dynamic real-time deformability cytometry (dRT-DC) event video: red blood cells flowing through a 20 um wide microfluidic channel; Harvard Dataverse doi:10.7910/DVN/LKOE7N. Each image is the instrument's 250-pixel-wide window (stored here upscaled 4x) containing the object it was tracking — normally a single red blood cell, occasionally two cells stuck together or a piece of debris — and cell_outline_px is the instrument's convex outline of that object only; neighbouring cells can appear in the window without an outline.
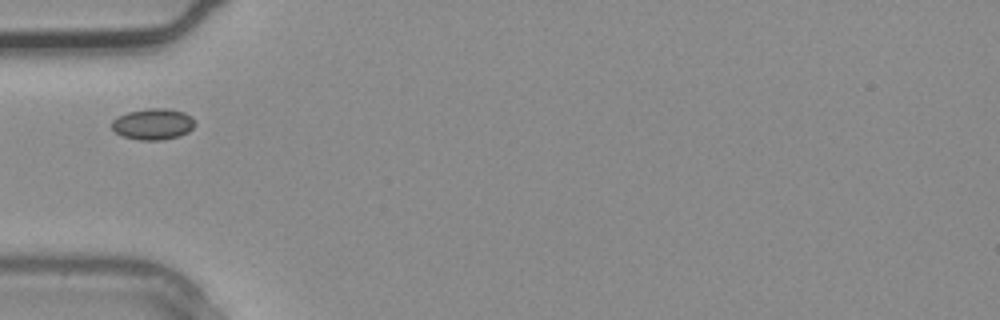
{"species": "common noctule bat (a hibernating species)", "species_latin": "Nyctalus noctula", "temperature_condition": "warm", "stored_images_in_passage": 2, "camera_frame_rate_fps": 3000, "um_per_image_px": 0.085, "animal": {"sex": "male", "body_mass_g": 20.4}, "frame": {"image": 1, "passage_image": 2, "time_ms": 0.333, "image_size_px": [1000, 320], "cell_outline_px": [[196, 124], [188, 132], [180, 136], [164, 140], [140, 140], [120, 136], [112, 128], [112, 120], [116, 116], [128, 112], [148, 108], [168, 108], [184, 112], [192, 116]], "centroid_in_image_um": [13.01, 10.55], "position_along_channel_um": 72.0, "area_um2": 15.37}}